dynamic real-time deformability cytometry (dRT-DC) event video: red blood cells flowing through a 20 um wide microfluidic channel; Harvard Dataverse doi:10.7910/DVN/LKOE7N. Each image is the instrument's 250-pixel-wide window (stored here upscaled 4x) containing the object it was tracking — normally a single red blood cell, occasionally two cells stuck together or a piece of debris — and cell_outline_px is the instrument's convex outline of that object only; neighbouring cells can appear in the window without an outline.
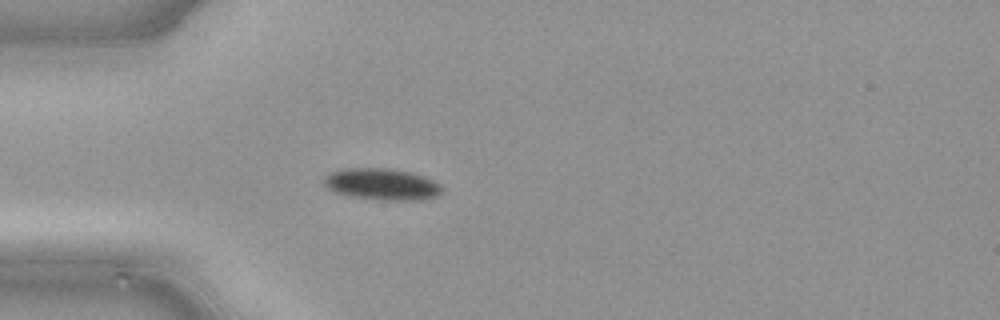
{"species": "common noctule bat (a hibernating species)", "species_latin": "Nyctalus noctula", "temperature_condition": "cold", "stored_images_in_passage": 48, "camera_frame_rate_fps": 3000, "um_per_image_px": 0.085, "animal": {"sex": "male", "body_mass_g": 21.5, "forearm_length_mm": 52.0}, "frame": {"image": 1, "passage_image": 14, "time_ms": 4.333, "image_size_px": [1000, 320], "cell_outline_px": [[444, 192], [436, 196], [412, 200], [384, 200], [348, 196], [336, 192], [328, 188], [324, 184], [324, 176], [328, 172], [340, 168], [392, 168], [412, 172], [424, 176], [440, 184], [444, 188]], "centroid_in_image_um": [32.45, 15.64], "position_along_channel_um": 52.6, "area_um2": 21.96}}
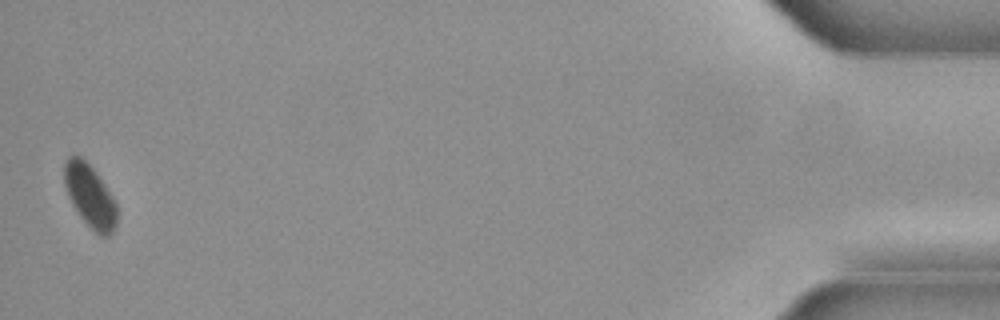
{"frame": {"image": 2, "passage_image": 48, "time_ms": 15.667, "image_size_px": [1000, 320], "cell_outline_px": [[116, 224], [112, 232], [108, 236], [100, 236], [80, 216], [72, 204], [68, 196], [64, 184], [64, 160], [68, 156], [80, 156], [96, 172], [112, 196], [116, 204]], "centroid_in_image_um": [7.62, 16.63], "position_along_channel_um": 427.6, "area_um2": 18.96}}